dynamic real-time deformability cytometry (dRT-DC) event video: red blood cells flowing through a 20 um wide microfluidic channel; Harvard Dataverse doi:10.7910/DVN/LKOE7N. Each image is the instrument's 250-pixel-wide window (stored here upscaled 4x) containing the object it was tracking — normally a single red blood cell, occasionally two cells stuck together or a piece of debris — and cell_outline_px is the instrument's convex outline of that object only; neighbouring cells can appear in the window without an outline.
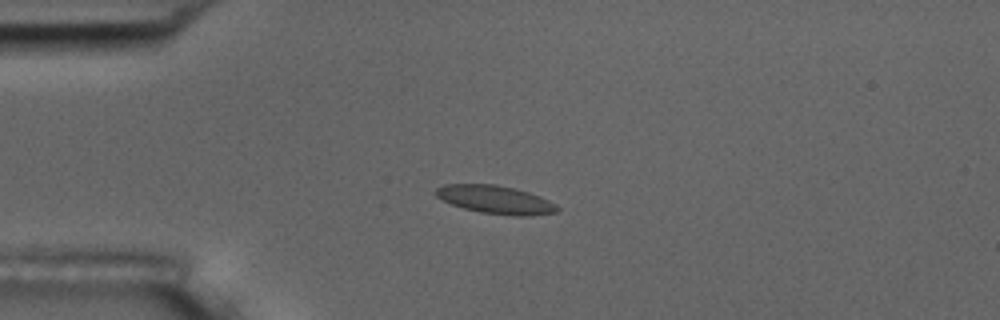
{"species": "common noctule bat (a hibernating species)", "species_latin": "Nyctalus noctula", "temperature_condition": "room temperature", "stored_images_in_passage": 9, "camera_frame_rate_fps": 3000, "um_per_image_px": 0.085, "animal": {"sex": "male", "body_mass_g": 17.5, "forearm_length_mm": 52.3}, "frame": {"image": 1, "passage_image": 4, "time_ms": 4.0, "image_size_px": [1000, 320], "cell_outline_px": [[560, 208], [556, 212], [532, 216], [516, 216], [480, 212], [464, 208], [452, 204], [436, 196], [436, 188], [444, 184], [496, 184], [528, 192], [540, 196], [556, 204]], "centroid_in_image_um": [42.14, 16.97], "position_along_channel_um": 42.9, "area_um2": 19.83}}
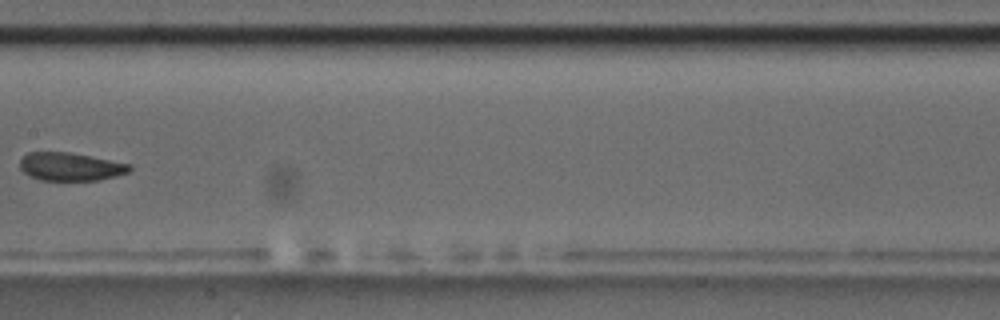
{"frame": {"image": 2, "passage_image": 8, "time_ms": 9.0, "image_size_px": [1000, 320], "cell_outline_px": [[132, 168], [128, 172], [116, 176], [100, 180], [40, 180], [24, 172], [20, 168], [20, 160], [28, 152], [72, 152], [132, 164]], "centroid_in_image_um": [6.03, 14.16], "position_along_channel_um": 201.4, "area_um2": 18.03}}
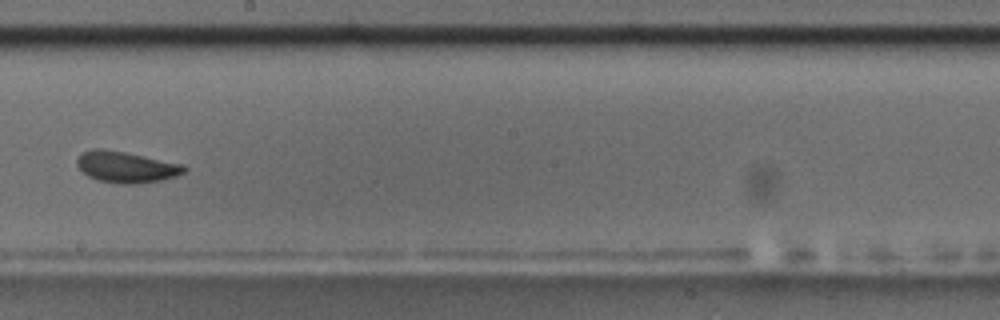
{"frame": {"image": 3, "passage_image": 9, "time_ms": 10.0, "image_size_px": [1000, 320], "cell_outline_px": [[188, 168], [184, 172], [176, 176], [160, 180], [136, 184], [116, 184], [100, 180], [88, 176], [76, 164], [76, 160], [80, 152], [92, 148], [104, 148], [184, 164]], "centroid_in_image_um": [10.71, 14.18], "position_along_channel_um": 237.5, "area_um2": 19.59}}